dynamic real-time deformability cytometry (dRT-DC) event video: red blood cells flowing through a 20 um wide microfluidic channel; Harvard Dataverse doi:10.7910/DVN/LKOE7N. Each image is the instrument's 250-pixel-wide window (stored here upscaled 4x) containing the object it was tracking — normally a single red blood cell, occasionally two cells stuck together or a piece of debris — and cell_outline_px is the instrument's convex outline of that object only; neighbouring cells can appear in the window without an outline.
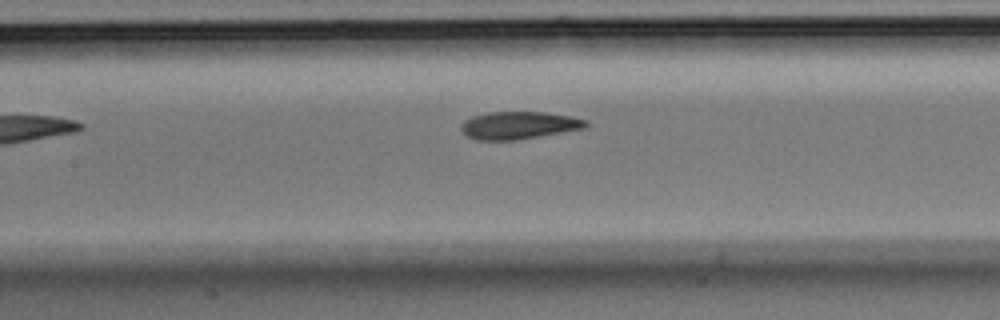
{"species": "Egyptian fruit bat (a non-hibernating species)", "species_latin": "Rousettus aegyptiacus", "temperature_condition": "room temperature", "stored_images_in_passage": 7, "camera_frame_rate_fps": 3000, "um_per_image_px": 0.085, "animal": {"sex": "male"}, "frame": {"image": 1, "passage_image": 6, "time_ms": 1.667, "image_size_px": [1000, 320], "cell_outline_px": [[588, 124], [584, 128], [516, 140], [476, 140], [460, 132], [460, 124], [464, 120], [472, 116], [488, 112], [544, 112], [568, 116], [588, 120]], "centroid_in_image_um": [44.03, 10.65], "position_along_channel_um": 163.4, "area_um2": 20.0}}